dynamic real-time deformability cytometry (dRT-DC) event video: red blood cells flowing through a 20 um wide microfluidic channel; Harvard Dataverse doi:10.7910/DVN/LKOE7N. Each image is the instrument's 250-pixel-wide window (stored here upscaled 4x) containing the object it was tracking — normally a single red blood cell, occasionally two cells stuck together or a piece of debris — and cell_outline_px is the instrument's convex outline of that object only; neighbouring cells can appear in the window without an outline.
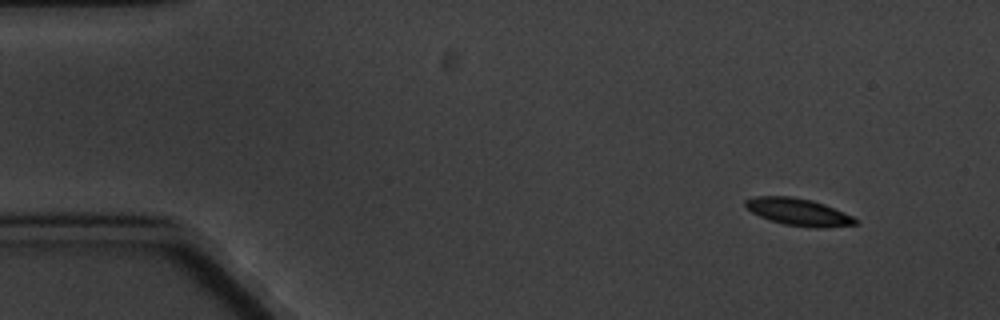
{"species": "common noctule bat (a hibernating species)", "species_latin": "Nyctalus noctula", "temperature_condition": "cold", "stored_images_in_passage": 4, "camera_frame_rate_fps": 3000, "um_per_image_px": 0.085, "animal": {"sex": "male", "body_mass_g": 20.1, "forearm_length_mm": 53.5}, "frame": {"image": 1, "passage_image": 1, "time_ms": 0.0, "image_size_px": [1000, 320], "cell_outline_px": [[856, 224], [824, 228], [816, 228], [784, 224], [768, 220], [752, 212], [744, 204], [744, 200], [756, 196], [788, 196], [812, 200], [824, 204], [852, 216], [856, 220]], "centroid_in_image_um": [67.83, 18.01], "position_along_channel_um": 17.2, "area_um2": 17.22}}
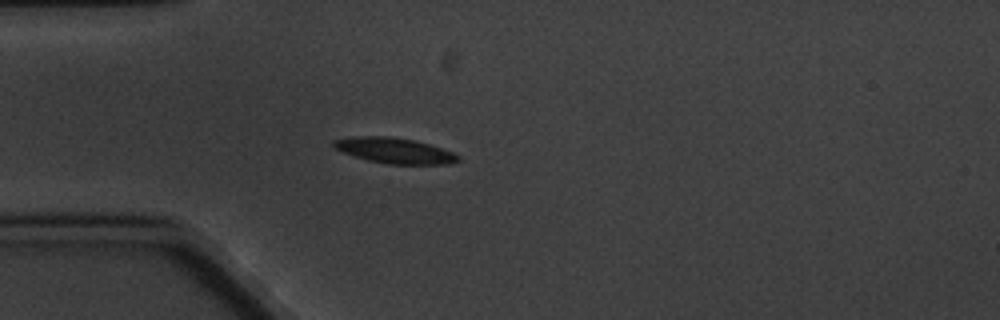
{"frame": {"image": 2, "passage_image": 4, "time_ms": 3.667, "image_size_px": [1000, 320], "cell_outline_px": [[460, 160], [448, 164], [388, 164], [368, 160], [344, 152], [336, 148], [332, 144], [332, 140], [360, 136], [388, 136], [412, 140], [428, 144], [452, 152], [460, 156]], "centroid_in_image_um": [33.55, 12.8], "position_along_channel_um": 51.4, "area_um2": 18.15}}